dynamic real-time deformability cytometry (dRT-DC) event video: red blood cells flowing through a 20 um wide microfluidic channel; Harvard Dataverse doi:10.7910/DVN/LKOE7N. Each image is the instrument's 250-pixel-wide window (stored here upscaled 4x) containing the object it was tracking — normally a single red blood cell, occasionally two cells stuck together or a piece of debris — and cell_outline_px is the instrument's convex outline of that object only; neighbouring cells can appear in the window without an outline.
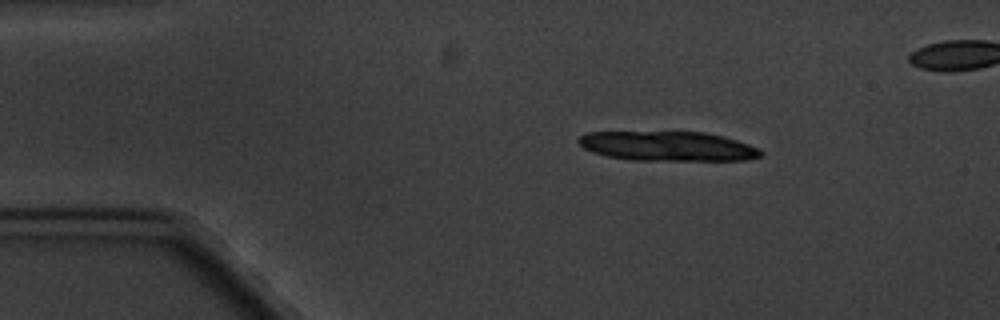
{"species": "common noctule bat (a hibernating species)", "species_latin": "Nyctalus noctula", "temperature_condition": "cold", "stored_images_in_passage": 5, "camera_frame_rate_fps": 3000, "um_per_image_px": 0.085, "animal": {"sex": "male", "body_mass_g": 20.1, "forearm_length_mm": 53.5}, "frame": {"image": 1, "passage_image": 2, "time_ms": 1.0, "image_size_px": [1000, 320], "cell_outline_px": [[764, 156], [744, 160], [632, 160], [608, 156], [592, 152], [584, 148], [576, 140], [580, 136], [588, 132], [704, 132], [736, 140], [748, 144], [764, 152]], "centroid_in_image_um": [56.75, 12.43], "position_along_channel_um": 28.3, "area_um2": 31.27}}